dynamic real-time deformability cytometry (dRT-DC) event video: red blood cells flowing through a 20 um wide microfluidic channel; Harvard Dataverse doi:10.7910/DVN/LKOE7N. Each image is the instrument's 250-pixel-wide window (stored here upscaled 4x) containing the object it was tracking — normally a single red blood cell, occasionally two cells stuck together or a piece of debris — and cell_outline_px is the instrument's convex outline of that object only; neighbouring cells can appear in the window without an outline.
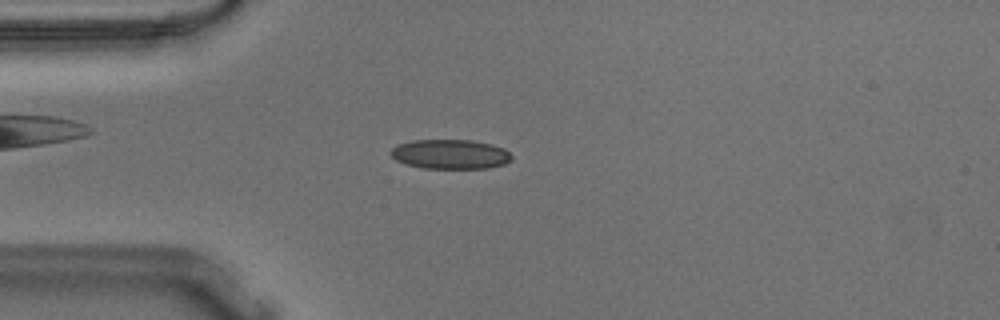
{"species": "Egyptian fruit bat (a non-hibernating species)", "species_latin": "Rousettus aegyptiacus", "temperature_condition": "warm", "stored_images_in_passage": 54, "camera_frame_rate_fps": 3000, "um_per_image_px": 0.085, "animal": {"sex": "male"}, "frame": {"image": 1, "passage_image": 13, "time_ms": 4.0, "image_size_px": [1000, 320], "cell_outline_px": [[512, 160], [504, 164], [488, 168], [424, 168], [404, 164], [396, 160], [388, 152], [396, 144], [412, 140], [472, 140], [492, 144], [504, 148], [512, 156]], "centroid_in_image_um": [38.25, 13.1], "position_along_channel_um": 46.7, "area_um2": 20.98}}
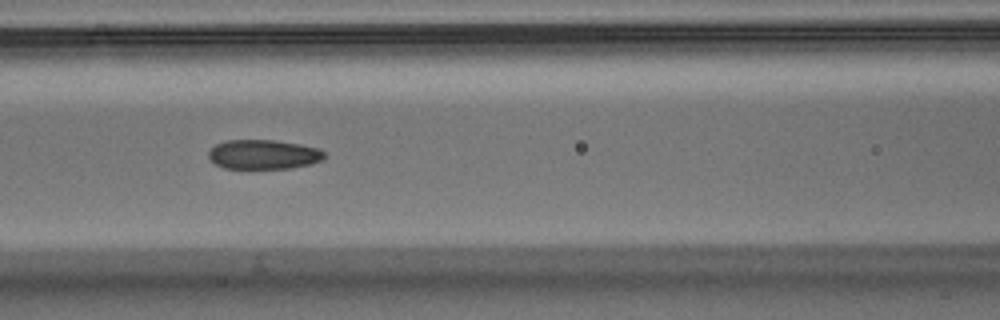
{"frame": {"image": 2, "passage_image": 22, "time_ms": 7.0, "image_size_px": [1000, 320], "cell_outline_px": [[324, 160], [312, 164], [292, 168], [224, 168], [216, 164], [208, 156], [208, 152], [216, 144], [228, 140], [272, 140], [300, 144], [320, 148], [324, 152]], "centroid_in_image_um": [22.44, 13.13], "position_along_channel_um": 144.2, "area_um2": 19.88}}
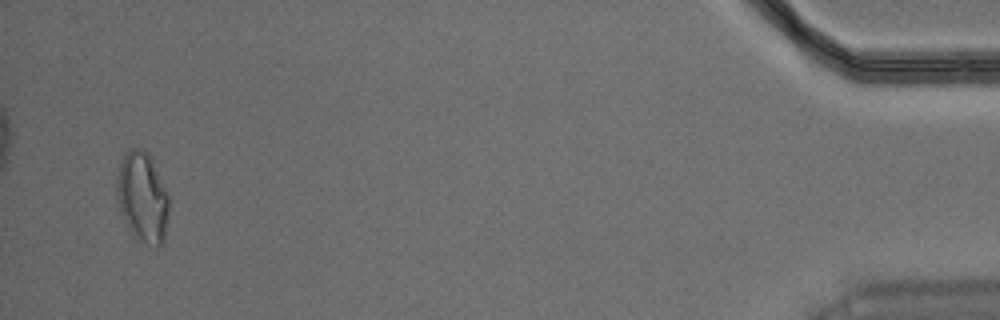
{"frame": {"image": 3, "passage_image": 52, "time_ms": 17.0, "image_size_px": [1000, 320], "cell_outline_px": [[168, 212], [164, 244], [160, 248], [156, 248], [136, 240], [124, 220], [120, 212], [116, 196], [116, 180], [120, 164], [128, 148], [140, 148], [148, 152], [168, 192]], "centroid_in_image_um": [12.11, 16.81], "position_along_channel_um": 423.1, "area_um2": 27.86}, "authors_computed_cell_mechanics": {"area_um2": 20.8947, "velocity_mm_per_s": 3.6323, "shape_relaxation_time_tau1_ms": null, "shape_relaxation_time_tau2_ms": 2.0098, "deformation_change_tau1": null, "deformation_change_tau2": 0.0769}}